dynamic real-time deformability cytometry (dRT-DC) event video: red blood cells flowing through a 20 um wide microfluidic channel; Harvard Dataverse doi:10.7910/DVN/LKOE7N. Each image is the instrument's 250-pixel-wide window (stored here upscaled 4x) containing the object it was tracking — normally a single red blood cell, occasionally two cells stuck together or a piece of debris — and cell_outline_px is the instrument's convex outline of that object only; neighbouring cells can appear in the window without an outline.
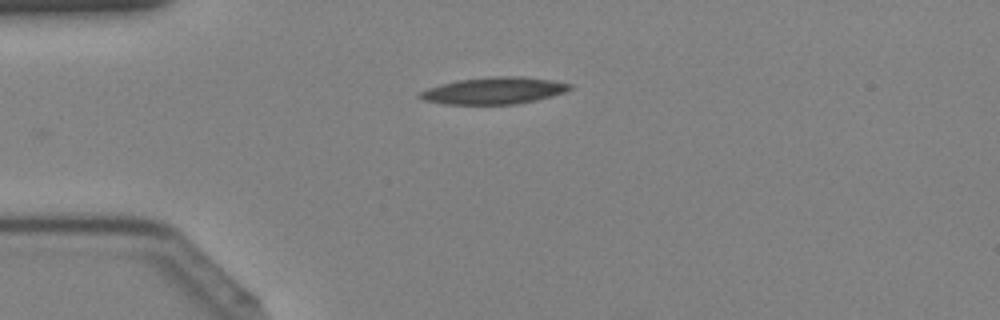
{"species": "Egyptian fruit bat (a non-hibernating species)", "species_latin": "Rousettus aegyptiacus", "temperature_condition": "cold", "stored_images_in_passage": 27, "camera_frame_rate_fps": 3000, "um_per_image_px": 0.085, "animal": {"sex": "female"}, "frame": {"image": 1, "passage_image": 4, "time_ms": 1.0, "image_size_px": [1000, 320], "cell_outline_px": [[572, 88], [564, 92], [552, 96], [536, 100], [516, 104], [444, 104], [424, 100], [416, 96], [420, 92], [428, 88], [460, 80], [496, 76], [520, 76], [552, 80], [572, 84]], "centroid_in_image_um": [42.01, 7.71], "position_along_channel_um": 43.0, "area_um2": 23.24}}
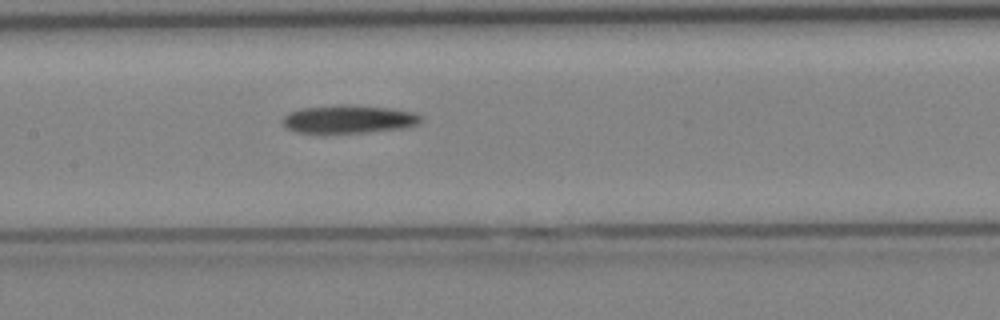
{"frame": {"image": 2, "passage_image": 14, "time_ms": 4.333, "image_size_px": [1000, 320], "cell_outline_px": [[424, 120], [420, 124], [400, 128], [368, 132], [296, 132], [288, 128], [280, 120], [288, 112], [300, 108], [388, 108], [416, 112], [424, 116]], "centroid_in_image_um": [29.71, 10.17], "position_along_channel_um": 177.7, "area_um2": 21.39}}
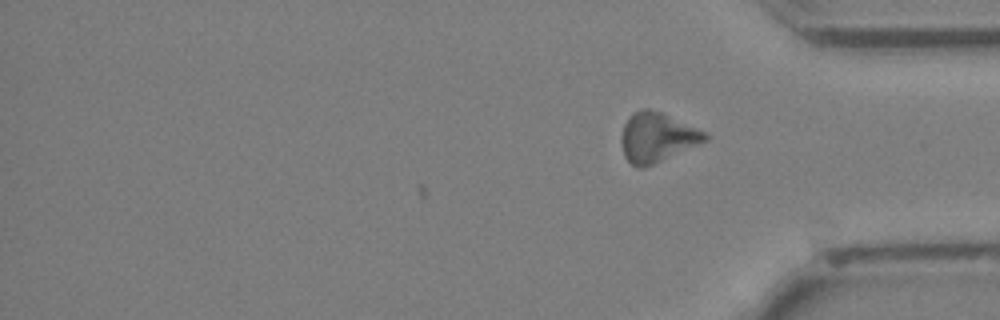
{"frame": {"image": 3, "passage_image": 27, "time_ms": 8.667, "image_size_px": [1000, 320], "cell_outline_px": [[708, 140], [644, 168], [640, 168], [632, 164], [624, 156], [620, 140], [624, 124], [632, 112], [640, 108], [648, 108], [660, 112], [708, 132]], "centroid_in_image_um": [55.84, 11.66], "position_along_channel_um": 379.4, "area_um2": 24.1}}